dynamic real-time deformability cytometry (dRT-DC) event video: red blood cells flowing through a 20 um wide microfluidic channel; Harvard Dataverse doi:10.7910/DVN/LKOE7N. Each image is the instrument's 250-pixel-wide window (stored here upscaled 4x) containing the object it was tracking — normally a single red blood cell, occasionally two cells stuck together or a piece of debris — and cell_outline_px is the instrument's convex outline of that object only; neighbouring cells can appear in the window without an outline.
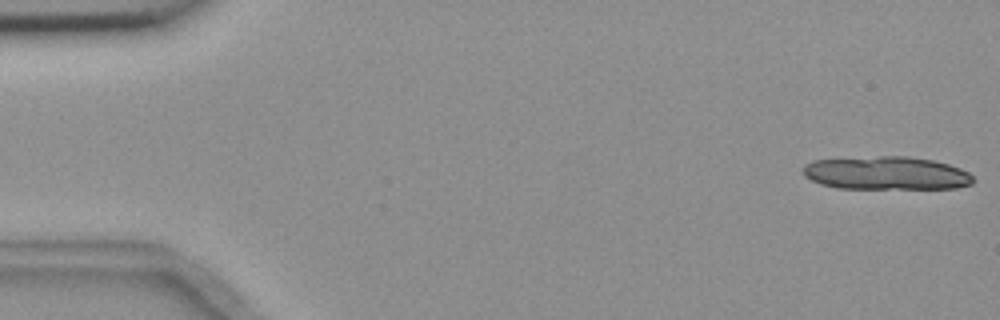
{"species": "common noctule bat (a hibernating species)", "species_latin": "Nyctalus noctula", "temperature_condition": "room temperature", "stored_images_in_passage": 8, "camera_frame_rate_fps": 3000, "um_per_image_px": 0.085, "animal": {"sex": "female", "body_mass_g": 18.4}, "frame": {"image": 1, "passage_image": 1, "time_ms": 0.0, "image_size_px": [1000, 320], "cell_outline_px": [[972, 184], [956, 188], [836, 188], [820, 184], [804, 176], [804, 164], [812, 160], [880, 156], [908, 156], [932, 160], [948, 164], [960, 168], [968, 172], [972, 176]], "centroid_in_image_um": [75.32, 14.71], "position_along_channel_um": 9.7, "area_um2": 32.89}}
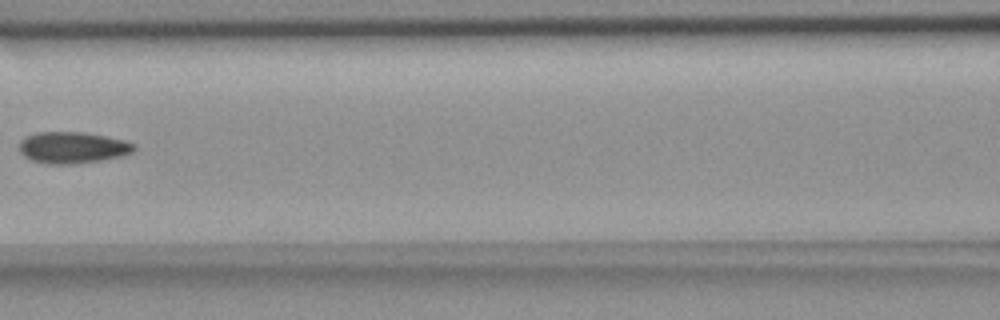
{"frame": {"image": 2, "passage_image": 7, "time_ms": 8.0, "image_size_px": [1000, 320], "cell_outline_px": [[136, 148], [132, 152], [120, 156], [100, 160], [76, 164], [44, 164], [32, 160], [24, 156], [20, 152], [20, 140], [24, 136], [36, 132], [84, 132], [124, 140], [132, 144]], "centroid_in_image_um": [6.11, 12.54], "position_along_channel_um": 160.5, "area_um2": 21.04}}
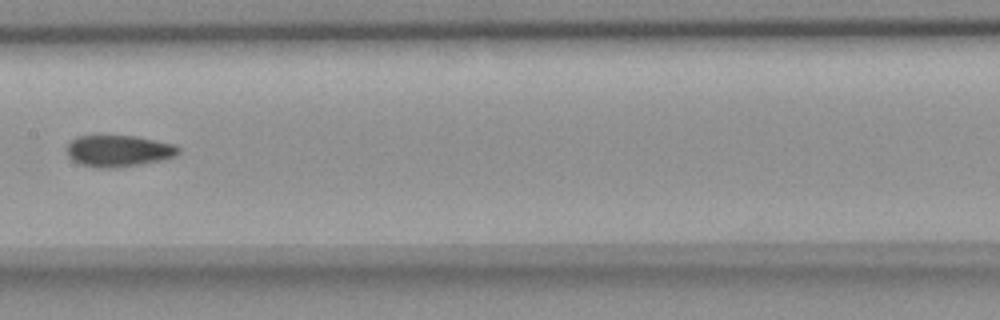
{"frame": {"image": 3, "passage_image": 8, "time_ms": 9.0, "image_size_px": [1000, 320], "cell_outline_px": [[180, 152], [176, 156], [160, 160], [140, 164], [112, 168], [96, 168], [80, 164], [72, 160], [68, 156], [68, 144], [76, 136], [136, 136], [176, 144], [180, 148]], "centroid_in_image_um": [10.1, 12.83], "position_along_channel_um": 197.3, "area_um2": 20.52}}